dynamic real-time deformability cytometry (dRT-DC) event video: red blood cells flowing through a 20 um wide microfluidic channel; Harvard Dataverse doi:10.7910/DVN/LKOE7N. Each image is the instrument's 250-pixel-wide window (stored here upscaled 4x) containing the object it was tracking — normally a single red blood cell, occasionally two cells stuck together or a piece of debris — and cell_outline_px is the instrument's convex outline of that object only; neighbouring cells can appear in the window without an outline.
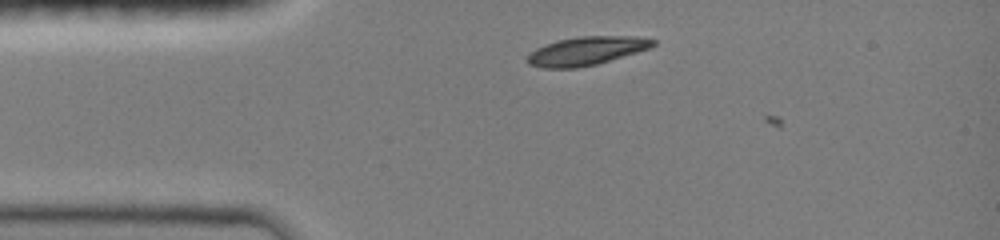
{"species": "common noctule bat (a hibernating species)", "species_latin": "Nyctalus noctula", "temperature_condition": "room temperature", "stored_images_in_passage": 3, "camera_frame_rate_fps": 3000, "um_per_image_px": 0.085, "animal": {"sex": "female", "body_mass_g": 19.0, "forearm_length_mm": 51.5}, "frame": {"image": 1, "passage_image": 2, "time_ms": 0.333, "image_size_px": [1000, 240], "cell_outline_px": [[656, 44], [648, 48], [636, 52], [596, 64], [576, 68], [544, 68], [528, 64], [524, 60], [536, 48], [556, 40], [580, 36], [636, 36], [656, 40]], "centroid_in_image_um": [49.81, 4.32], "position_along_channel_um": 35.2, "area_um2": 20.75}}